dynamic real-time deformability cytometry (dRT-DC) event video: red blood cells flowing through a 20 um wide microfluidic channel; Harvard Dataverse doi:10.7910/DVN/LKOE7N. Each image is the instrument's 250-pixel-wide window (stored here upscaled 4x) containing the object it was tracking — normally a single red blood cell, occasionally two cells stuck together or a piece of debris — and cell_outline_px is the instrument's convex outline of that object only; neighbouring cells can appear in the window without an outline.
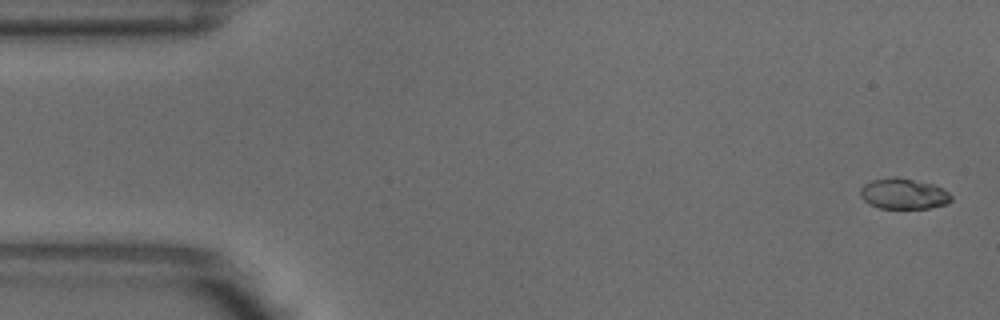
{"species": "common noctule bat (a hibernating species)", "species_latin": "Nyctalus noctula", "temperature_condition": "warm", "stored_images_in_passage": 5, "camera_frame_rate_fps": 3000, "um_per_image_px": 0.085, "animal": {"sex": "male", "body_mass_g": 18.8}, "frame": {"image": 1, "passage_image": 1, "time_ms": 0.0, "image_size_px": [1000, 320], "cell_outline_px": [[952, 200], [948, 204], [928, 208], [880, 208], [864, 200], [860, 196], [860, 188], [864, 184], [872, 180], [896, 176], [932, 184], [948, 192], [952, 196]], "centroid_in_image_um": [76.8, 16.47], "position_along_channel_um": 8.2, "area_um2": 16.13}}
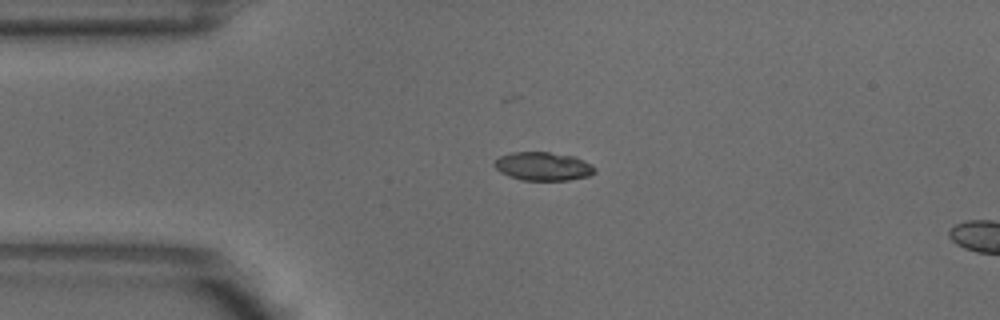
{"frame": {"image": 2, "passage_image": 4, "time_ms": 1.0, "image_size_px": [1000, 320], "cell_outline_px": [[596, 172], [588, 176], [568, 180], [520, 180], [508, 176], [500, 172], [492, 164], [500, 156], [512, 152], [548, 152], [572, 156], [584, 160], [592, 164], [596, 168]], "centroid_in_image_um": [46.16, 14.14], "position_along_channel_um": 38.8, "area_um2": 16.7}}